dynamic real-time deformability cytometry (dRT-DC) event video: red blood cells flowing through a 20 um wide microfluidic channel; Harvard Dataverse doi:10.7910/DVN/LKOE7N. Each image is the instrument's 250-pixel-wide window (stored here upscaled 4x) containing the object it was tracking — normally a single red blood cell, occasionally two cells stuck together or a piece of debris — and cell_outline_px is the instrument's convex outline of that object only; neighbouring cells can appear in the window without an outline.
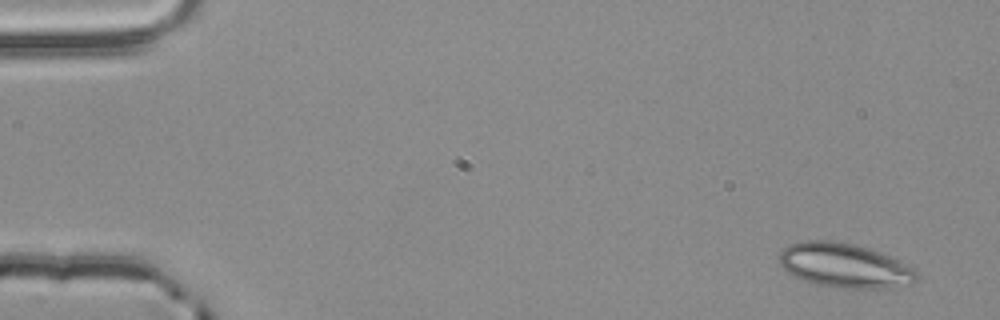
{"species": "common noctule bat (a hibernating species)", "species_latin": "Nyctalus noctula", "temperature_condition": "room temperature", "stored_images_in_passage": 3, "camera_frame_rate_fps": 3000, "um_per_image_px": 0.085, "animal": {"sex": "male", "body_mass_g": 20.4}, "frame": {"image": 1, "passage_image": 3, "time_ms": 0.667, "image_size_px": [1000, 320], "cell_outline_px": [[920, 276], [912, 284], [892, 288], [852, 292], [832, 288], [816, 284], [804, 280], [788, 272], [780, 264], [780, 252], [784, 248], [792, 244], [808, 240], [832, 240], [852, 244], [868, 248], [888, 256], [916, 268]], "centroid_in_image_um": [71.87, 22.63], "position_along_channel_um": 13.1, "area_um2": 36.41}}